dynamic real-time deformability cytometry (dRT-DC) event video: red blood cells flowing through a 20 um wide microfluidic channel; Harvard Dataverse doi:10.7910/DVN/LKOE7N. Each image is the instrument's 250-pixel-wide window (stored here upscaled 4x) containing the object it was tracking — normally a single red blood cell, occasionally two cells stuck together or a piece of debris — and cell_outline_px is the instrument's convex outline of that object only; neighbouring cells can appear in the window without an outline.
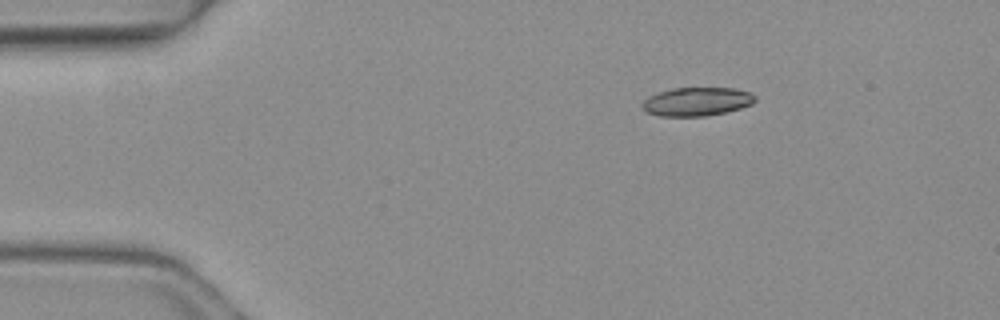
{"species": "common noctule bat (a hibernating species)", "species_latin": "Nyctalus noctula", "temperature_condition": "warm", "stored_images_in_passage": 3, "camera_frame_rate_fps": 3000, "um_per_image_px": 0.085, "animal": {"sex": "female", "body_mass_g": 19.3, "forearm_length_mm": 54.1}, "frame": {"image": 1, "passage_image": 1, "time_ms": 0.0, "image_size_px": [1000, 320], "cell_outline_px": [[756, 100], [752, 104], [740, 108], [724, 112], [704, 116], [660, 116], [648, 112], [640, 104], [648, 96], [672, 88], [736, 88], [752, 92], [756, 96]], "centroid_in_image_um": [59.26, 8.62], "position_along_channel_um": 25.7, "area_um2": 18.79}}
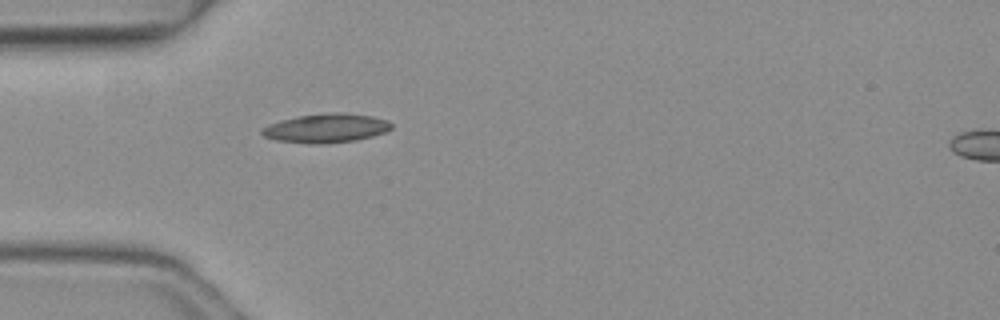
{"frame": {"image": 2, "passage_image": 3, "time_ms": 0.667, "image_size_px": [1000, 320], "cell_outline_px": [[392, 128], [384, 132], [372, 136], [356, 140], [324, 144], [308, 144], [276, 140], [264, 136], [260, 132], [260, 128], [268, 124], [280, 120], [300, 116], [332, 112], [344, 112], [372, 116], [388, 120], [392, 124]], "centroid_in_image_um": [27.7, 10.89], "position_along_channel_um": 57.3, "area_um2": 22.02}}